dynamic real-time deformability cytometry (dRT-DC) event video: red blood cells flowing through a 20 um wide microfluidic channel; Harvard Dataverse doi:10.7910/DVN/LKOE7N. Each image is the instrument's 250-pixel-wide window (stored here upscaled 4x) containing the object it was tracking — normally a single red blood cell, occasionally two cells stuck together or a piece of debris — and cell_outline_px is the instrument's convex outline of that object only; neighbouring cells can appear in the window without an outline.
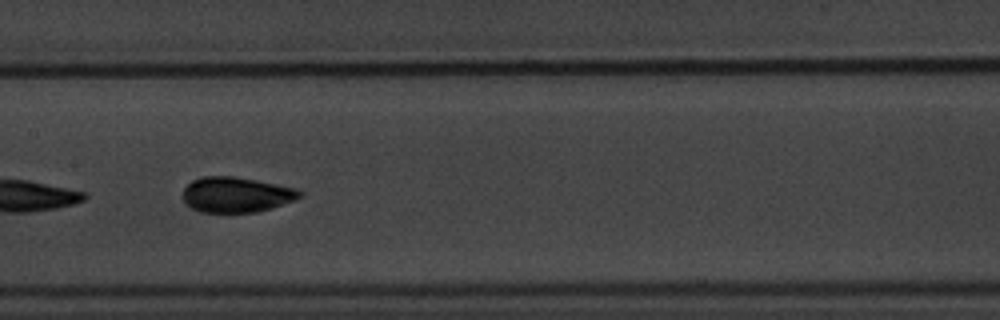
{"species": "common noctule bat (a hibernating species)", "species_latin": "Nyctalus noctula", "temperature_condition": "warm", "stored_images_in_passage": 14, "camera_frame_rate_fps": 3000, "um_per_image_px": 0.085, "animal": {"sex": "male", "body_mass_g": 20.1, "forearm_length_mm": 53.5}, "frame": {"image": 1, "passage_image": 7, "time_ms": 8.0, "image_size_px": [1000, 320], "cell_outline_px": [[304, 196], [272, 208], [256, 212], [200, 212], [192, 208], [184, 200], [184, 188], [192, 180], [204, 176], [232, 176], [256, 180], [296, 188], [304, 192]], "centroid_in_image_um": [20.11, 16.54], "position_along_channel_um": 187.3, "area_um2": 23.99}, "authors_computed_cell_mechanics": {"area_um2": 23.6691, "velocity_mm_per_s": 3.4438, "shape_relaxation_time_tau1_ms": 1.805, "shape_relaxation_time_tau2_ms": 1.1988, "deformation_change_tau1": 0.1018, "deformation_change_tau2": 0.0332}}